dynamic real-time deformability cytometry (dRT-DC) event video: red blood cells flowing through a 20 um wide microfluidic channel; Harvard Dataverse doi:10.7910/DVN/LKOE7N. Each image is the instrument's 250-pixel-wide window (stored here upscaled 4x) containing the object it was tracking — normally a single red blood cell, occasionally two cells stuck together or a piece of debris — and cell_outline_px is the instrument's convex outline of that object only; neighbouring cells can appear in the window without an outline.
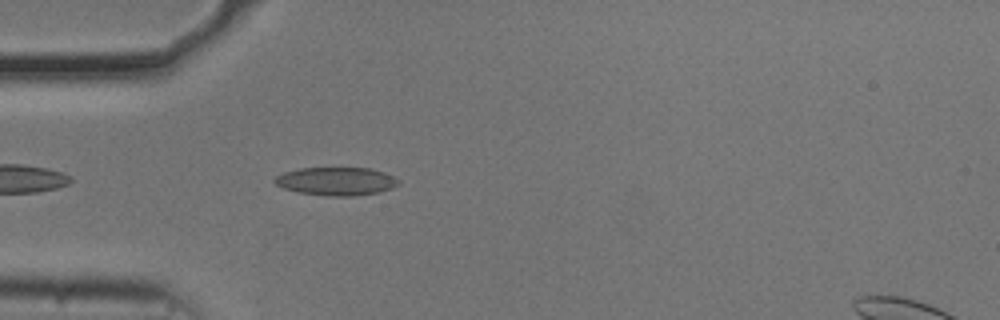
{"species": "common noctule bat (a hibernating species)", "species_latin": "Nyctalus noctula", "temperature_condition": "cold", "stored_images_in_passage": 42, "camera_frame_rate_fps": 3000, "um_per_image_px": 0.085, "animal": {"sex": "male", "body_mass_g": 20.5, "forearm_length_mm": 52.5}, "frame": {"image": 1, "passage_image": 4, "time_ms": 1.0, "image_size_px": [1000, 320], "cell_outline_px": [[400, 184], [392, 188], [380, 192], [352, 196], [328, 196], [300, 192], [284, 188], [276, 184], [272, 180], [276, 176], [284, 172], [300, 168], [372, 168], [384, 172], [400, 180]], "centroid_in_image_um": [28.61, 15.4], "position_along_channel_um": 56.4, "area_um2": 20.35}}
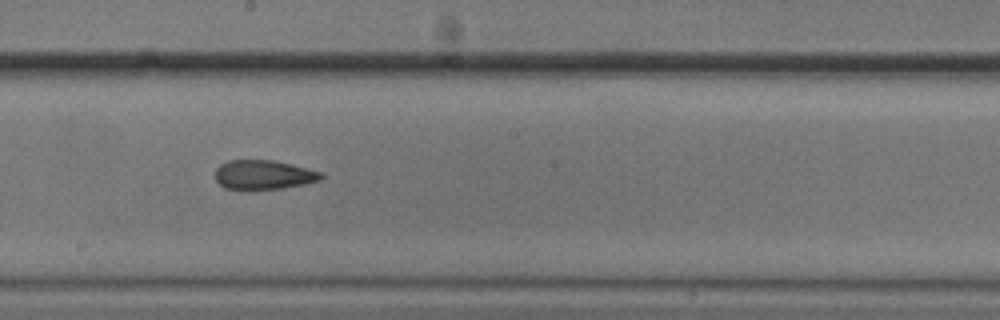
{"frame": {"image": 2, "passage_image": 18, "time_ms": 5.667, "image_size_px": [1000, 320], "cell_outline_px": [[324, 176], [320, 180], [304, 184], [284, 188], [256, 192], [248, 192], [224, 188], [216, 180], [216, 168], [220, 164], [228, 160], [272, 160], [324, 172]], "centroid_in_image_um": [22.38, 14.9], "position_along_channel_um": 225.8, "area_um2": 18.79}}
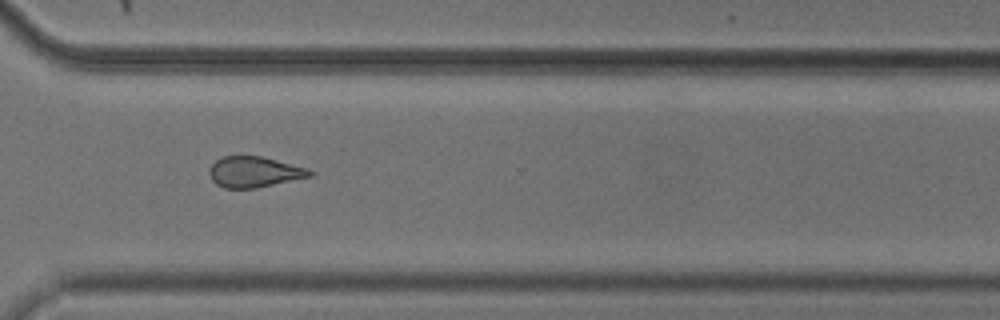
{"frame": {"image": 3, "passage_image": 28, "time_ms": 9.0, "image_size_px": [1000, 320], "cell_outline_px": [[316, 172], [312, 176], [256, 188], [224, 188], [216, 184], [212, 180], [208, 172], [208, 168], [216, 160], [224, 156], [260, 156], [308, 168]], "centroid_in_image_um": [21.61, 14.62], "position_along_channel_um": 349.0, "area_um2": 18.03}, "authors_computed_cell_mechanics": {"area_um2": 19.074, "velocity_mm_per_s": 3.7138, "shape_relaxation_time_tau1_ms": null, "shape_relaxation_time_tau2_ms": 5.298, "deformation_change_tau1": null, "deformation_change_tau2": 0.1332}}